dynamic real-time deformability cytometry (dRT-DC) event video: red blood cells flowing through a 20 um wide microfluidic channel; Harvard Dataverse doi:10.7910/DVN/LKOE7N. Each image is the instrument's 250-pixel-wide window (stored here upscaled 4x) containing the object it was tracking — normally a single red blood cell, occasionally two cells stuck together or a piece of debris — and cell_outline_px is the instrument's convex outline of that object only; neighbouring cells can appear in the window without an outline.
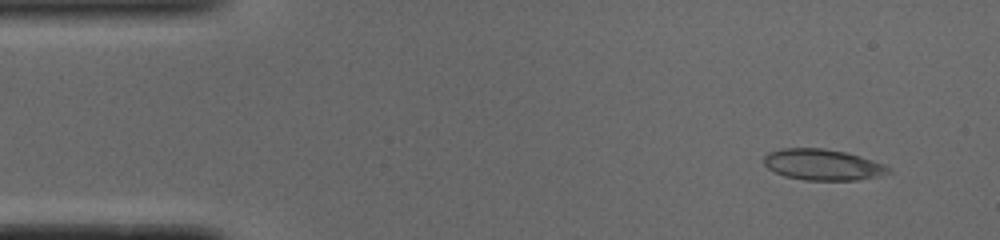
{"species": "common noctule bat (a hibernating species)", "species_latin": "Nyctalus noctula", "temperature_condition": "cold", "stored_images_in_passage": 12, "camera_frame_rate_fps": 3000, "um_per_image_px": 0.085, "animal": {"sex": "male", "body_mass_g": 19.0, "forearm_length_mm": 50.8}, "frame": {"image": 1, "passage_image": 4, "time_ms": 1.0, "image_size_px": [1000, 240], "cell_outline_px": [[892, 172], [876, 176], [856, 180], [804, 180], [784, 176], [768, 168], [764, 164], [764, 156], [768, 152], [780, 148], [820, 148], [844, 152], [860, 156], [884, 164], [892, 168]], "centroid_in_image_um": [69.92, 14.0], "position_along_channel_um": 15.1, "area_um2": 22.48}}